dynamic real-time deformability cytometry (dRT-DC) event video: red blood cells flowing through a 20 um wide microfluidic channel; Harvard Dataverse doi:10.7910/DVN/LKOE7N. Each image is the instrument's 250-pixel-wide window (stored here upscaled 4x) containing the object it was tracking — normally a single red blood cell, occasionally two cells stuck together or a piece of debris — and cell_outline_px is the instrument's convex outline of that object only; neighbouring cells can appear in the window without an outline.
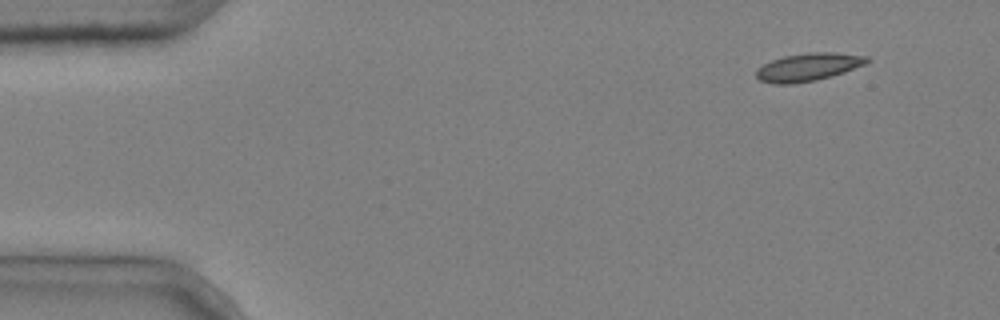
{"species": "common noctule bat (a hibernating species)", "species_latin": "Nyctalus noctula", "temperature_condition": "cold", "stored_images_in_passage": 4, "camera_frame_rate_fps": 3000, "um_per_image_px": 0.085, "animal": {"sex": "male", "body_mass_g": 20.4}, "frame": {"image": 1, "passage_image": 1, "time_ms": 0.0, "image_size_px": [1000, 320], "cell_outline_px": [[872, 60], [864, 64], [844, 72], [832, 76], [816, 80], [788, 84], [776, 84], [760, 80], [756, 76], [756, 68], [772, 60], [784, 56], [808, 52], [836, 52], [868, 56]], "centroid_in_image_um": [68.71, 5.69], "position_along_channel_um": 16.3, "area_um2": 17.98}}
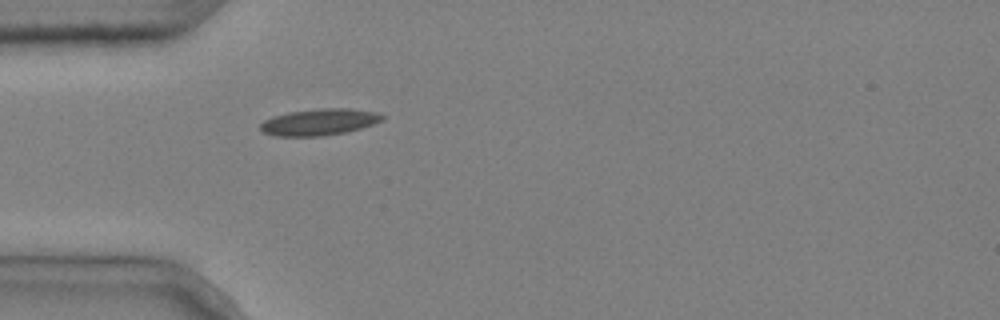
{"frame": {"image": 2, "passage_image": 4, "time_ms": 1.0, "image_size_px": [1000, 320], "cell_outline_px": [[384, 120], [360, 128], [344, 132], [324, 136], [276, 136], [264, 132], [260, 128], [260, 124], [264, 120], [272, 116], [288, 112], [320, 108], [348, 108], [376, 112], [384, 116]], "centroid_in_image_um": [27.12, 10.36], "position_along_channel_um": 57.9, "area_um2": 18.79}}